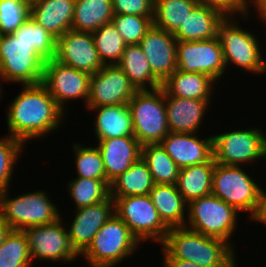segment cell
<instances>
[{"mask_svg":"<svg viewBox=\"0 0 266 267\" xmlns=\"http://www.w3.org/2000/svg\"><path fill=\"white\" fill-rule=\"evenodd\" d=\"M149 196L159 218L168 229L185 227L188 203L179 193L176 184H155L149 192Z\"/></svg>","mask_w":266,"mask_h":267,"instance_id":"obj_25","label":"cell"},{"mask_svg":"<svg viewBox=\"0 0 266 267\" xmlns=\"http://www.w3.org/2000/svg\"><path fill=\"white\" fill-rule=\"evenodd\" d=\"M117 65L137 90H152L162 86V83L153 75L147 57L139 44H126Z\"/></svg>","mask_w":266,"mask_h":267,"instance_id":"obj_28","label":"cell"},{"mask_svg":"<svg viewBox=\"0 0 266 267\" xmlns=\"http://www.w3.org/2000/svg\"><path fill=\"white\" fill-rule=\"evenodd\" d=\"M162 263L164 265L163 267H202L191 261L180 259H163Z\"/></svg>","mask_w":266,"mask_h":267,"instance_id":"obj_43","label":"cell"},{"mask_svg":"<svg viewBox=\"0 0 266 267\" xmlns=\"http://www.w3.org/2000/svg\"><path fill=\"white\" fill-rule=\"evenodd\" d=\"M114 213V200L110 196L92 206L76 209L73 222L67 231L71 245L79 256L88 248L95 234Z\"/></svg>","mask_w":266,"mask_h":267,"instance_id":"obj_18","label":"cell"},{"mask_svg":"<svg viewBox=\"0 0 266 267\" xmlns=\"http://www.w3.org/2000/svg\"><path fill=\"white\" fill-rule=\"evenodd\" d=\"M90 77L86 72L79 71L55 58L44 64L42 84L64 111L66 102L71 99H84L87 105L89 98Z\"/></svg>","mask_w":266,"mask_h":267,"instance_id":"obj_13","label":"cell"},{"mask_svg":"<svg viewBox=\"0 0 266 267\" xmlns=\"http://www.w3.org/2000/svg\"><path fill=\"white\" fill-rule=\"evenodd\" d=\"M112 199L115 214L128 226L140 243L149 239L151 241V238L156 243H163L169 229L159 218L149 194Z\"/></svg>","mask_w":266,"mask_h":267,"instance_id":"obj_10","label":"cell"},{"mask_svg":"<svg viewBox=\"0 0 266 267\" xmlns=\"http://www.w3.org/2000/svg\"><path fill=\"white\" fill-rule=\"evenodd\" d=\"M12 34L17 39L30 44L45 62L55 58L57 39L31 17Z\"/></svg>","mask_w":266,"mask_h":267,"instance_id":"obj_33","label":"cell"},{"mask_svg":"<svg viewBox=\"0 0 266 267\" xmlns=\"http://www.w3.org/2000/svg\"><path fill=\"white\" fill-rule=\"evenodd\" d=\"M215 163L213 157L207 163L179 169L176 186L187 203L211 195Z\"/></svg>","mask_w":266,"mask_h":267,"instance_id":"obj_27","label":"cell"},{"mask_svg":"<svg viewBox=\"0 0 266 267\" xmlns=\"http://www.w3.org/2000/svg\"><path fill=\"white\" fill-rule=\"evenodd\" d=\"M141 158L147 163L155 184L177 183L179 168L160 144L143 145Z\"/></svg>","mask_w":266,"mask_h":267,"instance_id":"obj_31","label":"cell"},{"mask_svg":"<svg viewBox=\"0 0 266 267\" xmlns=\"http://www.w3.org/2000/svg\"><path fill=\"white\" fill-rule=\"evenodd\" d=\"M263 190L264 189H262L261 207H260L259 213H258L257 217L254 219V221L256 220L257 222L265 224L266 223V192Z\"/></svg>","mask_w":266,"mask_h":267,"instance_id":"obj_45","label":"cell"},{"mask_svg":"<svg viewBox=\"0 0 266 267\" xmlns=\"http://www.w3.org/2000/svg\"><path fill=\"white\" fill-rule=\"evenodd\" d=\"M30 4H32V3H34V2H36V1H38V0H27Z\"/></svg>","mask_w":266,"mask_h":267,"instance_id":"obj_48","label":"cell"},{"mask_svg":"<svg viewBox=\"0 0 266 267\" xmlns=\"http://www.w3.org/2000/svg\"><path fill=\"white\" fill-rule=\"evenodd\" d=\"M237 265H238V264H237V262H236L232 267H237Z\"/></svg>","mask_w":266,"mask_h":267,"instance_id":"obj_49","label":"cell"},{"mask_svg":"<svg viewBox=\"0 0 266 267\" xmlns=\"http://www.w3.org/2000/svg\"><path fill=\"white\" fill-rule=\"evenodd\" d=\"M153 75L163 83L177 70V39L172 33L154 25L139 42Z\"/></svg>","mask_w":266,"mask_h":267,"instance_id":"obj_17","label":"cell"},{"mask_svg":"<svg viewBox=\"0 0 266 267\" xmlns=\"http://www.w3.org/2000/svg\"><path fill=\"white\" fill-rule=\"evenodd\" d=\"M76 0H38L30 4V17L56 39L71 30Z\"/></svg>","mask_w":266,"mask_h":267,"instance_id":"obj_23","label":"cell"},{"mask_svg":"<svg viewBox=\"0 0 266 267\" xmlns=\"http://www.w3.org/2000/svg\"><path fill=\"white\" fill-rule=\"evenodd\" d=\"M161 246L163 259L191 261L202 267H232L236 263L234 247L228 242L186 227L169 229Z\"/></svg>","mask_w":266,"mask_h":267,"instance_id":"obj_2","label":"cell"},{"mask_svg":"<svg viewBox=\"0 0 266 267\" xmlns=\"http://www.w3.org/2000/svg\"><path fill=\"white\" fill-rule=\"evenodd\" d=\"M200 3L215 6L221 9L226 15H235L237 12L240 13L241 17L248 16L249 11V0H199ZM242 13V14H241Z\"/></svg>","mask_w":266,"mask_h":267,"instance_id":"obj_42","label":"cell"},{"mask_svg":"<svg viewBox=\"0 0 266 267\" xmlns=\"http://www.w3.org/2000/svg\"><path fill=\"white\" fill-rule=\"evenodd\" d=\"M70 197L76 209L102 202L110 196V182L76 177L68 182Z\"/></svg>","mask_w":266,"mask_h":267,"instance_id":"obj_35","label":"cell"},{"mask_svg":"<svg viewBox=\"0 0 266 267\" xmlns=\"http://www.w3.org/2000/svg\"><path fill=\"white\" fill-rule=\"evenodd\" d=\"M233 18V19H232ZM224 61L236 65L250 73H264L266 61L261 53L259 41L255 34L245 31L235 21L234 15H227L218 28Z\"/></svg>","mask_w":266,"mask_h":267,"instance_id":"obj_8","label":"cell"},{"mask_svg":"<svg viewBox=\"0 0 266 267\" xmlns=\"http://www.w3.org/2000/svg\"><path fill=\"white\" fill-rule=\"evenodd\" d=\"M134 137L143 146L159 144L168 134L166 102L162 87L138 90L128 102Z\"/></svg>","mask_w":266,"mask_h":267,"instance_id":"obj_5","label":"cell"},{"mask_svg":"<svg viewBox=\"0 0 266 267\" xmlns=\"http://www.w3.org/2000/svg\"><path fill=\"white\" fill-rule=\"evenodd\" d=\"M215 162L224 165H245L266 158V135L261 129L234 130L213 136Z\"/></svg>","mask_w":266,"mask_h":267,"instance_id":"obj_11","label":"cell"},{"mask_svg":"<svg viewBox=\"0 0 266 267\" xmlns=\"http://www.w3.org/2000/svg\"><path fill=\"white\" fill-rule=\"evenodd\" d=\"M139 243L128 226L114 213L81 256L91 267H115L130 257Z\"/></svg>","mask_w":266,"mask_h":267,"instance_id":"obj_3","label":"cell"},{"mask_svg":"<svg viewBox=\"0 0 266 267\" xmlns=\"http://www.w3.org/2000/svg\"><path fill=\"white\" fill-rule=\"evenodd\" d=\"M114 15L154 17V0H111Z\"/></svg>","mask_w":266,"mask_h":267,"instance_id":"obj_41","label":"cell"},{"mask_svg":"<svg viewBox=\"0 0 266 267\" xmlns=\"http://www.w3.org/2000/svg\"><path fill=\"white\" fill-rule=\"evenodd\" d=\"M253 6L255 7L256 13L259 15L258 18H262L263 23L266 24V0H253Z\"/></svg>","mask_w":266,"mask_h":267,"instance_id":"obj_44","label":"cell"},{"mask_svg":"<svg viewBox=\"0 0 266 267\" xmlns=\"http://www.w3.org/2000/svg\"><path fill=\"white\" fill-rule=\"evenodd\" d=\"M1 79H2V78H1V74H0V83H1V81H2ZM1 86H2V85L0 84V96H1V94H2V90H3V89L1 88ZM0 100H1V97H0Z\"/></svg>","mask_w":266,"mask_h":267,"instance_id":"obj_47","label":"cell"},{"mask_svg":"<svg viewBox=\"0 0 266 267\" xmlns=\"http://www.w3.org/2000/svg\"><path fill=\"white\" fill-rule=\"evenodd\" d=\"M109 182L129 169L142 156V145L134 136L98 140Z\"/></svg>","mask_w":266,"mask_h":267,"instance_id":"obj_20","label":"cell"},{"mask_svg":"<svg viewBox=\"0 0 266 267\" xmlns=\"http://www.w3.org/2000/svg\"><path fill=\"white\" fill-rule=\"evenodd\" d=\"M23 88L9 104L6 118L9 135L25 144L57 130L65 111L42 83Z\"/></svg>","mask_w":266,"mask_h":267,"instance_id":"obj_1","label":"cell"},{"mask_svg":"<svg viewBox=\"0 0 266 267\" xmlns=\"http://www.w3.org/2000/svg\"><path fill=\"white\" fill-rule=\"evenodd\" d=\"M187 209L186 228L225 240L233 247L230 237L238 226L239 213L233 206L211 194L191 200Z\"/></svg>","mask_w":266,"mask_h":267,"instance_id":"obj_7","label":"cell"},{"mask_svg":"<svg viewBox=\"0 0 266 267\" xmlns=\"http://www.w3.org/2000/svg\"><path fill=\"white\" fill-rule=\"evenodd\" d=\"M177 69L204 73L215 81L227 69L220 40L217 37L198 41H177Z\"/></svg>","mask_w":266,"mask_h":267,"instance_id":"obj_12","label":"cell"},{"mask_svg":"<svg viewBox=\"0 0 266 267\" xmlns=\"http://www.w3.org/2000/svg\"><path fill=\"white\" fill-rule=\"evenodd\" d=\"M137 91L118 65H104L90 77L86 107L128 104Z\"/></svg>","mask_w":266,"mask_h":267,"instance_id":"obj_15","label":"cell"},{"mask_svg":"<svg viewBox=\"0 0 266 267\" xmlns=\"http://www.w3.org/2000/svg\"><path fill=\"white\" fill-rule=\"evenodd\" d=\"M113 17L111 0H76L71 29L93 33Z\"/></svg>","mask_w":266,"mask_h":267,"instance_id":"obj_30","label":"cell"},{"mask_svg":"<svg viewBox=\"0 0 266 267\" xmlns=\"http://www.w3.org/2000/svg\"><path fill=\"white\" fill-rule=\"evenodd\" d=\"M62 217L54 223L33 226L24 229L28 240L31 260H49L53 262L76 260L79 255L72 247L68 231L63 226Z\"/></svg>","mask_w":266,"mask_h":267,"instance_id":"obj_14","label":"cell"},{"mask_svg":"<svg viewBox=\"0 0 266 267\" xmlns=\"http://www.w3.org/2000/svg\"><path fill=\"white\" fill-rule=\"evenodd\" d=\"M23 147L25 146L21 141L10 135L0 139V192L10 189L13 168Z\"/></svg>","mask_w":266,"mask_h":267,"instance_id":"obj_38","label":"cell"},{"mask_svg":"<svg viewBox=\"0 0 266 267\" xmlns=\"http://www.w3.org/2000/svg\"><path fill=\"white\" fill-rule=\"evenodd\" d=\"M73 146L77 177L108 181L98 147H83L79 143H74Z\"/></svg>","mask_w":266,"mask_h":267,"instance_id":"obj_37","label":"cell"},{"mask_svg":"<svg viewBox=\"0 0 266 267\" xmlns=\"http://www.w3.org/2000/svg\"><path fill=\"white\" fill-rule=\"evenodd\" d=\"M92 36L103 65H117L126 43L113 22L102 25L92 33Z\"/></svg>","mask_w":266,"mask_h":267,"instance_id":"obj_34","label":"cell"},{"mask_svg":"<svg viewBox=\"0 0 266 267\" xmlns=\"http://www.w3.org/2000/svg\"><path fill=\"white\" fill-rule=\"evenodd\" d=\"M95 110L94 134L98 140L134 136L132 115L128 104L86 107Z\"/></svg>","mask_w":266,"mask_h":267,"instance_id":"obj_24","label":"cell"},{"mask_svg":"<svg viewBox=\"0 0 266 267\" xmlns=\"http://www.w3.org/2000/svg\"><path fill=\"white\" fill-rule=\"evenodd\" d=\"M214 79L204 73L174 71L162 88L173 97L211 100Z\"/></svg>","mask_w":266,"mask_h":267,"instance_id":"obj_26","label":"cell"},{"mask_svg":"<svg viewBox=\"0 0 266 267\" xmlns=\"http://www.w3.org/2000/svg\"><path fill=\"white\" fill-rule=\"evenodd\" d=\"M168 128L175 133H196L211 100L173 97L164 90Z\"/></svg>","mask_w":266,"mask_h":267,"instance_id":"obj_21","label":"cell"},{"mask_svg":"<svg viewBox=\"0 0 266 267\" xmlns=\"http://www.w3.org/2000/svg\"><path fill=\"white\" fill-rule=\"evenodd\" d=\"M154 185L147 163L140 158L110 182V197L147 195Z\"/></svg>","mask_w":266,"mask_h":267,"instance_id":"obj_29","label":"cell"},{"mask_svg":"<svg viewBox=\"0 0 266 267\" xmlns=\"http://www.w3.org/2000/svg\"><path fill=\"white\" fill-rule=\"evenodd\" d=\"M45 61L30 44L13 34L0 35V74L3 81L34 85L42 82Z\"/></svg>","mask_w":266,"mask_h":267,"instance_id":"obj_9","label":"cell"},{"mask_svg":"<svg viewBox=\"0 0 266 267\" xmlns=\"http://www.w3.org/2000/svg\"><path fill=\"white\" fill-rule=\"evenodd\" d=\"M113 24L126 44H139L153 25V17L118 14L112 18Z\"/></svg>","mask_w":266,"mask_h":267,"instance_id":"obj_40","label":"cell"},{"mask_svg":"<svg viewBox=\"0 0 266 267\" xmlns=\"http://www.w3.org/2000/svg\"><path fill=\"white\" fill-rule=\"evenodd\" d=\"M55 59L89 75L104 66L95 48L92 33L72 29L57 39Z\"/></svg>","mask_w":266,"mask_h":267,"instance_id":"obj_16","label":"cell"},{"mask_svg":"<svg viewBox=\"0 0 266 267\" xmlns=\"http://www.w3.org/2000/svg\"><path fill=\"white\" fill-rule=\"evenodd\" d=\"M28 240L21 230H11L0 247V267H31Z\"/></svg>","mask_w":266,"mask_h":267,"instance_id":"obj_36","label":"cell"},{"mask_svg":"<svg viewBox=\"0 0 266 267\" xmlns=\"http://www.w3.org/2000/svg\"><path fill=\"white\" fill-rule=\"evenodd\" d=\"M226 16L221 9L199 2L173 35L177 41L215 38L218 36L219 25Z\"/></svg>","mask_w":266,"mask_h":267,"instance_id":"obj_22","label":"cell"},{"mask_svg":"<svg viewBox=\"0 0 266 267\" xmlns=\"http://www.w3.org/2000/svg\"><path fill=\"white\" fill-rule=\"evenodd\" d=\"M30 17L27 0H0V35L12 34Z\"/></svg>","mask_w":266,"mask_h":267,"instance_id":"obj_39","label":"cell"},{"mask_svg":"<svg viewBox=\"0 0 266 267\" xmlns=\"http://www.w3.org/2000/svg\"><path fill=\"white\" fill-rule=\"evenodd\" d=\"M159 144L179 169L207 163L214 157L213 136L201 139L196 133L169 132Z\"/></svg>","mask_w":266,"mask_h":267,"instance_id":"obj_19","label":"cell"},{"mask_svg":"<svg viewBox=\"0 0 266 267\" xmlns=\"http://www.w3.org/2000/svg\"><path fill=\"white\" fill-rule=\"evenodd\" d=\"M8 191L0 192V214L12 230L54 223L62 217L45 191L23 193L14 198H9Z\"/></svg>","mask_w":266,"mask_h":267,"instance_id":"obj_6","label":"cell"},{"mask_svg":"<svg viewBox=\"0 0 266 267\" xmlns=\"http://www.w3.org/2000/svg\"><path fill=\"white\" fill-rule=\"evenodd\" d=\"M199 0H154L153 25L174 34Z\"/></svg>","mask_w":266,"mask_h":267,"instance_id":"obj_32","label":"cell"},{"mask_svg":"<svg viewBox=\"0 0 266 267\" xmlns=\"http://www.w3.org/2000/svg\"><path fill=\"white\" fill-rule=\"evenodd\" d=\"M211 194L233 206L238 212H249L253 221L261 207L262 188L241 166L216 162Z\"/></svg>","mask_w":266,"mask_h":267,"instance_id":"obj_4","label":"cell"},{"mask_svg":"<svg viewBox=\"0 0 266 267\" xmlns=\"http://www.w3.org/2000/svg\"><path fill=\"white\" fill-rule=\"evenodd\" d=\"M12 229L9 227V225L2 219V216L0 214V247L2 246L6 236L9 234V232Z\"/></svg>","mask_w":266,"mask_h":267,"instance_id":"obj_46","label":"cell"}]
</instances>
